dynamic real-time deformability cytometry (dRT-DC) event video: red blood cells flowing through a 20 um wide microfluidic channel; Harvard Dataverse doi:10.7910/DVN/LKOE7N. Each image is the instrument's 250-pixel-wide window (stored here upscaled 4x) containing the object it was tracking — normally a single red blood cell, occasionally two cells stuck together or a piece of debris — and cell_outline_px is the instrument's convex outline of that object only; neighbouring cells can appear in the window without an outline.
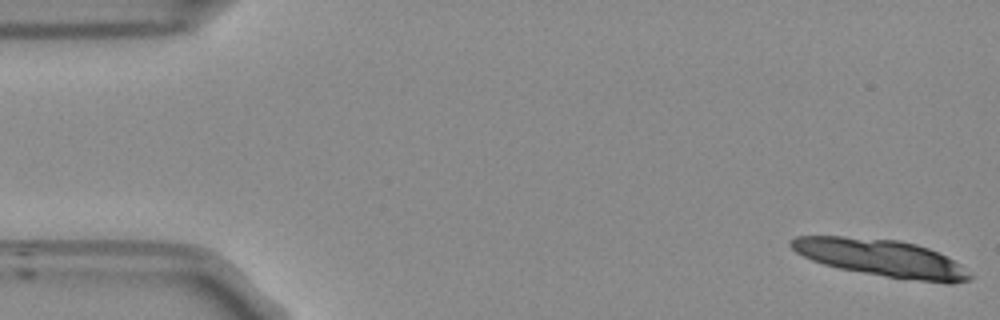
{"species": "Egyptian fruit bat (a non-hibernating species)", "species_latin": "Rousettus aegyptiacus", "temperature_condition": "room temperature", "stored_images_in_passage": 15, "camera_frame_rate_fps": 3000, "um_per_image_px": 0.085, "frame": {"image": 1, "passage_image": 1, "time_ms": 0.0, "image_size_px": [1000, 320], "cell_outline_px": [[972, 276], [968, 280], [952, 284], [948, 284], [888, 276], [840, 268], [824, 264], [812, 260], [796, 252], [788, 244], [788, 240], [796, 236], [844, 236], [900, 240], [916, 244], [928, 248], [960, 264]], "centroid_in_image_um": [74.88, 21.91], "position_along_channel_um": 10.1, "area_um2": 38.15}}